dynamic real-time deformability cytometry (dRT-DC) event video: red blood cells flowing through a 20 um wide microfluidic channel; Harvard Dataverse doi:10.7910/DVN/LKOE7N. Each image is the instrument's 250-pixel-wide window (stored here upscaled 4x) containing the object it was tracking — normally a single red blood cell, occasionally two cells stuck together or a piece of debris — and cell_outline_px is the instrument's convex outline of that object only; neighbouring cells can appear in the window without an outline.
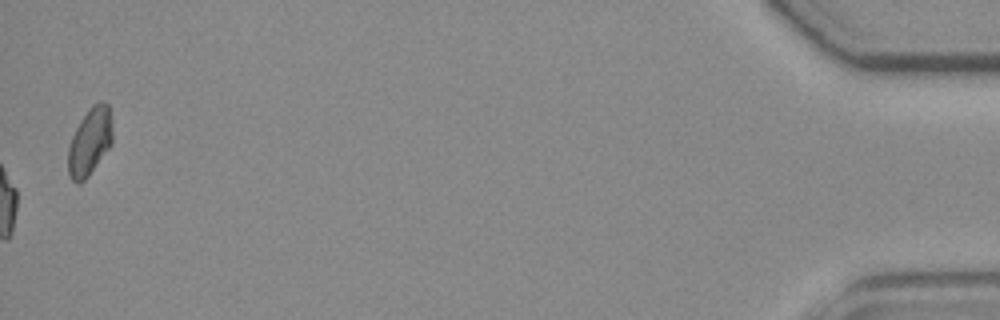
{"species": "common noctule bat (a hibernating species)", "species_latin": "Nyctalus noctula", "temperature_condition": "room temperature", "stored_images_in_passage": 53, "camera_frame_rate_fps": 3000, "um_per_image_px": 0.085, "animal": {"sex": "female", "body_mass_g": 19.3, "forearm_length_mm": 54.1}, "frame": {"image": 1, "passage_image": 53, "time_ms": 17.333, "image_size_px": [1000, 320], "cell_outline_px": [[112, 144], [88, 176], [80, 184], [76, 184], [68, 176], [68, 148], [72, 136], [80, 120], [92, 104], [100, 100], [104, 100], [108, 104], [112, 124]], "centroid_in_image_um": [7.63, 12.03], "position_along_channel_um": 427.6, "area_um2": 17.63}, "authors_computed_cell_mechanics": {"area_um2": 18.9006, "velocity_mm_per_s": 3.7871, "shape_relaxation_time_tau1_ms": 4.6505, "shape_relaxation_time_tau2_ms": 3.9797, "deformation_change_tau1": 0.1432, "deformation_change_tau2": 0.0939}}